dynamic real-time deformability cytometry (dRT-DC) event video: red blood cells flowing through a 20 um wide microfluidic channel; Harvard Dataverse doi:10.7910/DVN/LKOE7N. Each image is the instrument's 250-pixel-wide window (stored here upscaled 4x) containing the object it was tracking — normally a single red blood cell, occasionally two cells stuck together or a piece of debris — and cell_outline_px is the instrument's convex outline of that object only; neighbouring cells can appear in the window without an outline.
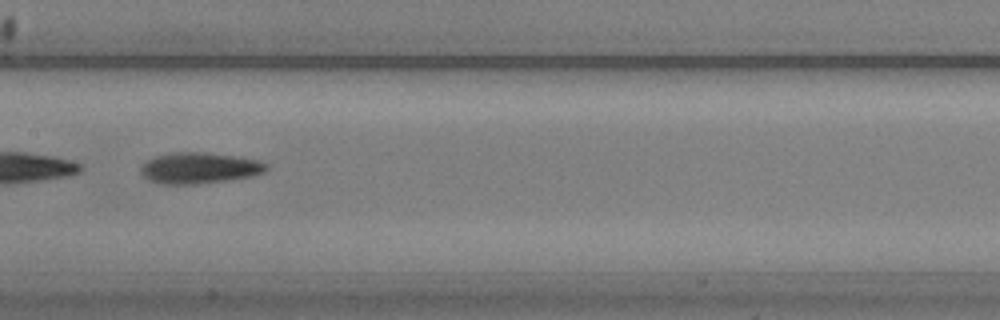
{"species": "common noctule bat (a hibernating species)", "species_latin": "Nyctalus noctula", "temperature_condition": "warm", "stored_images_in_passage": 46, "camera_frame_rate_fps": 3000, "um_per_image_px": 0.085, "animal": {"sex": "male", "body_mass_g": 20.5, "forearm_length_mm": 52.5}, "frame": {"image": 1, "passage_image": 19, "time_ms": 6.0, "image_size_px": [1000, 320], "cell_outline_px": [[268, 168], [264, 172], [248, 176], [224, 180], [196, 184], [160, 184], [148, 180], [140, 172], [140, 168], [152, 156], [172, 152], [208, 152], [240, 156], [260, 160], [268, 164]], "centroid_in_image_um": [16.93, 14.26], "position_along_channel_um": 190.5, "area_um2": 22.89}}
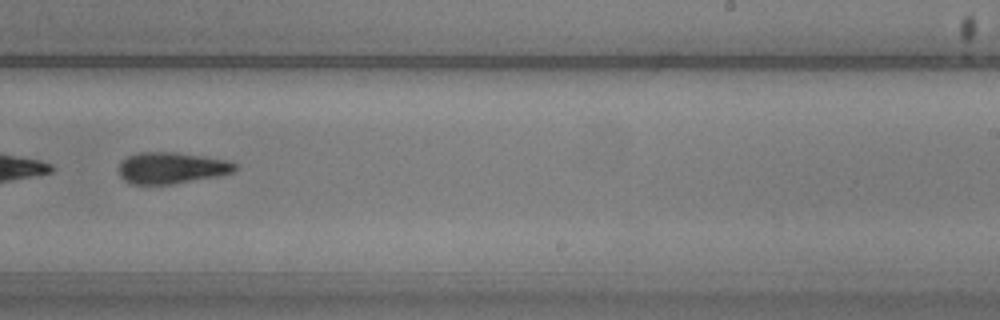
{"frame": {"image": 2, "passage_image": 26, "time_ms": 8.333, "image_size_px": [1000, 320], "cell_outline_px": [[236, 172], [220, 176], [172, 184], [128, 184], [120, 176], [120, 164], [128, 156], [136, 152], [176, 152], [204, 156], [224, 160], [236, 164]], "centroid_in_image_um": [14.59, 14.28], "position_along_channel_um": 274.4, "area_um2": 21.33}, "authors_computed_cell_mechanics": {"area_um2": 22.831, "velocity_mm_per_s": 3.6157, "shape_relaxation_time_tau1_ms": 2.794, "shape_relaxation_time_tau2_ms": 5.2001, "deformation_change_tau1": 0.1489, "deformation_change_tau2": 0.158}}